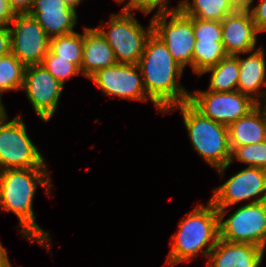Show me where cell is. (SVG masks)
Returning a JSON list of instances; mask_svg holds the SVG:
<instances>
[{"label":"cell","mask_w":266,"mask_h":267,"mask_svg":"<svg viewBox=\"0 0 266 267\" xmlns=\"http://www.w3.org/2000/svg\"><path fill=\"white\" fill-rule=\"evenodd\" d=\"M49 49L59 58L75 64L81 71L83 34L74 32L50 39Z\"/></svg>","instance_id":"obj_23"},{"label":"cell","mask_w":266,"mask_h":267,"mask_svg":"<svg viewBox=\"0 0 266 267\" xmlns=\"http://www.w3.org/2000/svg\"><path fill=\"white\" fill-rule=\"evenodd\" d=\"M47 167L45 159L29 138L21 115L9 121L0 116V171L17 168Z\"/></svg>","instance_id":"obj_6"},{"label":"cell","mask_w":266,"mask_h":267,"mask_svg":"<svg viewBox=\"0 0 266 267\" xmlns=\"http://www.w3.org/2000/svg\"><path fill=\"white\" fill-rule=\"evenodd\" d=\"M219 238L266 248V201L246 203L227 219L219 218Z\"/></svg>","instance_id":"obj_8"},{"label":"cell","mask_w":266,"mask_h":267,"mask_svg":"<svg viewBox=\"0 0 266 267\" xmlns=\"http://www.w3.org/2000/svg\"><path fill=\"white\" fill-rule=\"evenodd\" d=\"M250 53L247 58H241L240 54L238 55L240 69L238 91L248 95L259 104L261 99L266 102V91L260 90L266 86L265 52L264 48L260 47Z\"/></svg>","instance_id":"obj_17"},{"label":"cell","mask_w":266,"mask_h":267,"mask_svg":"<svg viewBox=\"0 0 266 267\" xmlns=\"http://www.w3.org/2000/svg\"><path fill=\"white\" fill-rule=\"evenodd\" d=\"M63 87L41 64L25 67L22 89L43 122L54 116Z\"/></svg>","instance_id":"obj_12"},{"label":"cell","mask_w":266,"mask_h":267,"mask_svg":"<svg viewBox=\"0 0 266 267\" xmlns=\"http://www.w3.org/2000/svg\"><path fill=\"white\" fill-rule=\"evenodd\" d=\"M132 14L128 10L111 14L108 25L103 26L104 22L101 21L99 28H96L113 49L118 63L138 64L146 41L153 32L152 21L146 30ZM105 27L109 30H104Z\"/></svg>","instance_id":"obj_5"},{"label":"cell","mask_w":266,"mask_h":267,"mask_svg":"<svg viewBox=\"0 0 266 267\" xmlns=\"http://www.w3.org/2000/svg\"><path fill=\"white\" fill-rule=\"evenodd\" d=\"M251 198L248 203L266 201V170L247 166L216 188L210 201L224 219L226 208Z\"/></svg>","instance_id":"obj_9"},{"label":"cell","mask_w":266,"mask_h":267,"mask_svg":"<svg viewBox=\"0 0 266 267\" xmlns=\"http://www.w3.org/2000/svg\"><path fill=\"white\" fill-rule=\"evenodd\" d=\"M4 104H2V101H0V116L5 112Z\"/></svg>","instance_id":"obj_38"},{"label":"cell","mask_w":266,"mask_h":267,"mask_svg":"<svg viewBox=\"0 0 266 267\" xmlns=\"http://www.w3.org/2000/svg\"><path fill=\"white\" fill-rule=\"evenodd\" d=\"M66 4H68L71 8L76 9V6L80 5L82 0H63Z\"/></svg>","instance_id":"obj_35"},{"label":"cell","mask_w":266,"mask_h":267,"mask_svg":"<svg viewBox=\"0 0 266 267\" xmlns=\"http://www.w3.org/2000/svg\"><path fill=\"white\" fill-rule=\"evenodd\" d=\"M174 109L182 113L192 147L223 177L231 164L228 127L204 116L189 101L171 107L167 112Z\"/></svg>","instance_id":"obj_4"},{"label":"cell","mask_w":266,"mask_h":267,"mask_svg":"<svg viewBox=\"0 0 266 267\" xmlns=\"http://www.w3.org/2000/svg\"><path fill=\"white\" fill-rule=\"evenodd\" d=\"M9 27L11 53L26 67L41 64L49 51L50 39L39 23L28 13L16 14Z\"/></svg>","instance_id":"obj_11"},{"label":"cell","mask_w":266,"mask_h":267,"mask_svg":"<svg viewBox=\"0 0 266 267\" xmlns=\"http://www.w3.org/2000/svg\"><path fill=\"white\" fill-rule=\"evenodd\" d=\"M114 51L96 28L84 27L81 74L87 79L99 69L116 65Z\"/></svg>","instance_id":"obj_18"},{"label":"cell","mask_w":266,"mask_h":267,"mask_svg":"<svg viewBox=\"0 0 266 267\" xmlns=\"http://www.w3.org/2000/svg\"><path fill=\"white\" fill-rule=\"evenodd\" d=\"M231 162L234 159L248 164V167H257L266 170V140L245 146H230Z\"/></svg>","instance_id":"obj_25"},{"label":"cell","mask_w":266,"mask_h":267,"mask_svg":"<svg viewBox=\"0 0 266 267\" xmlns=\"http://www.w3.org/2000/svg\"><path fill=\"white\" fill-rule=\"evenodd\" d=\"M51 193L52 179L47 167L17 168L0 171V209L13 212L21 226V233L27 240L38 243L48 251L51 237L35 221L32 208L37 186ZM46 246V247H45Z\"/></svg>","instance_id":"obj_1"},{"label":"cell","mask_w":266,"mask_h":267,"mask_svg":"<svg viewBox=\"0 0 266 267\" xmlns=\"http://www.w3.org/2000/svg\"><path fill=\"white\" fill-rule=\"evenodd\" d=\"M222 43L227 55L248 54L256 50L257 34L260 33L249 10L241 5L221 21Z\"/></svg>","instance_id":"obj_14"},{"label":"cell","mask_w":266,"mask_h":267,"mask_svg":"<svg viewBox=\"0 0 266 267\" xmlns=\"http://www.w3.org/2000/svg\"><path fill=\"white\" fill-rule=\"evenodd\" d=\"M211 72L208 91L232 92L238 90V55H227L217 65L207 68L201 75Z\"/></svg>","instance_id":"obj_21"},{"label":"cell","mask_w":266,"mask_h":267,"mask_svg":"<svg viewBox=\"0 0 266 267\" xmlns=\"http://www.w3.org/2000/svg\"><path fill=\"white\" fill-rule=\"evenodd\" d=\"M243 6L249 10L256 29L260 33L266 31V0L260 1L255 7L253 5Z\"/></svg>","instance_id":"obj_29"},{"label":"cell","mask_w":266,"mask_h":267,"mask_svg":"<svg viewBox=\"0 0 266 267\" xmlns=\"http://www.w3.org/2000/svg\"><path fill=\"white\" fill-rule=\"evenodd\" d=\"M28 14L34 17L49 39L75 32L76 9L63 0H34Z\"/></svg>","instance_id":"obj_15"},{"label":"cell","mask_w":266,"mask_h":267,"mask_svg":"<svg viewBox=\"0 0 266 267\" xmlns=\"http://www.w3.org/2000/svg\"><path fill=\"white\" fill-rule=\"evenodd\" d=\"M264 250L254 244L229 242L219 238L208 255L206 267H260Z\"/></svg>","instance_id":"obj_16"},{"label":"cell","mask_w":266,"mask_h":267,"mask_svg":"<svg viewBox=\"0 0 266 267\" xmlns=\"http://www.w3.org/2000/svg\"><path fill=\"white\" fill-rule=\"evenodd\" d=\"M263 104V116H264V122H265V127H266V102H262Z\"/></svg>","instance_id":"obj_36"},{"label":"cell","mask_w":266,"mask_h":267,"mask_svg":"<svg viewBox=\"0 0 266 267\" xmlns=\"http://www.w3.org/2000/svg\"><path fill=\"white\" fill-rule=\"evenodd\" d=\"M151 21L153 33L166 44L173 59L184 69L188 64L192 68V55L196 42L193 18L178 9L153 15Z\"/></svg>","instance_id":"obj_7"},{"label":"cell","mask_w":266,"mask_h":267,"mask_svg":"<svg viewBox=\"0 0 266 267\" xmlns=\"http://www.w3.org/2000/svg\"><path fill=\"white\" fill-rule=\"evenodd\" d=\"M147 97L158 112L189 101L190 93L178 81L184 68L171 56L166 44L153 32L138 62Z\"/></svg>","instance_id":"obj_2"},{"label":"cell","mask_w":266,"mask_h":267,"mask_svg":"<svg viewBox=\"0 0 266 267\" xmlns=\"http://www.w3.org/2000/svg\"><path fill=\"white\" fill-rule=\"evenodd\" d=\"M198 204L187 218L178 224L177 234L172 235V247L167 256L166 265L192 261L201 254L208 257L219 239V215L216 207L209 200ZM205 248V249H204ZM204 249V250H203Z\"/></svg>","instance_id":"obj_3"},{"label":"cell","mask_w":266,"mask_h":267,"mask_svg":"<svg viewBox=\"0 0 266 267\" xmlns=\"http://www.w3.org/2000/svg\"><path fill=\"white\" fill-rule=\"evenodd\" d=\"M155 8L158 9L155 13V15H157L176 11L180 6L169 9L168 0H135V9L144 12L145 15L150 14Z\"/></svg>","instance_id":"obj_28"},{"label":"cell","mask_w":266,"mask_h":267,"mask_svg":"<svg viewBox=\"0 0 266 267\" xmlns=\"http://www.w3.org/2000/svg\"><path fill=\"white\" fill-rule=\"evenodd\" d=\"M119 4L123 3L126 0H116ZM135 10V0H129L127 1V4L125 3V6L122 8V10H128L131 11Z\"/></svg>","instance_id":"obj_34"},{"label":"cell","mask_w":266,"mask_h":267,"mask_svg":"<svg viewBox=\"0 0 266 267\" xmlns=\"http://www.w3.org/2000/svg\"><path fill=\"white\" fill-rule=\"evenodd\" d=\"M230 146H245L266 140L263 106L259 103L245 116L228 126Z\"/></svg>","instance_id":"obj_19"},{"label":"cell","mask_w":266,"mask_h":267,"mask_svg":"<svg viewBox=\"0 0 266 267\" xmlns=\"http://www.w3.org/2000/svg\"><path fill=\"white\" fill-rule=\"evenodd\" d=\"M226 56L222 41L196 40L192 55V72L200 77L207 68L217 65Z\"/></svg>","instance_id":"obj_22"},{"label":"cell","mask_w":266,"mask_h":267,"mask_svg":"<svg viewBox=\"0 0 266 267\" xmlns=\"http://www.w3.org/2000/svg\"><path fill=\"white\" fill-rule=\"evenodd\" d=\"M189 102L204 116L227 127L258 105L238 90L215 92L198 89L195 93L190 92Z\"/></svg>","instance_id":"obj_10"},{"label":"cell","mask_w":266,"mask_h":267,"mask_svg":"<svg viewBox=\"0 0 266 267\" xmlns=\"http://www.w3.org/2000/svg\"><path fill=\"white\" fill-rule=\"evenodd\" d=\"M139 71V74L138 72ZM107 96L147 102L141 70L138 64L117 63L114 66L99 69L89 78Z\"/></svg>","instance_id":"obj_13"},{"label":"cell","mask_w":266,"mask_h":267,"mask_svg":"<svg viewBox=\"0 0 266 267\" xmlns=\"http://www.w3.org/2000/svg\"><path fill=\"white\" fill-rule=\"evenodd\" d=\"M25 66L12 54L0 57V101L6 91L21 90Z\"/></svg>","instance_id":"obj_24"},{"label":"cell","mask_w":266,"mask_h":267,"mask_svg":"<svg viewBox=\"0 0 266 267\" xmlns=\"http://www.w3.org/2000/svg\"><path fill=\"white\" fill-rule=\"evenodd\" d=\"M254 0H242V5H252ZM263 1V0H260Z\"/></svg>","instance_id":"obj_37"},{"label":"cell","mask_w":266,"mask_h":267,"mask_svg":"<svg viewBox=\"0 0 266 267\" xmlns=\"http://www.w3.org/2000/svg\"><path fill=\"white\" fill-rule=\"evenodd\" d=\"M16 14L29 13L34 0H8Z\"/></svg>","instance_id":"obj_32"},{"label":"cell","mask_w":266,"mask_h":267,"mask_svg":"<svg viewBox=\"0 0 266 267\" xmlns=\"http://www.w3.org/2000/svg\"><path fill=\"white\" fill-rule=\"evenodd\" d=\"M188 0L179 1L180 10L191 18L200 20L222 21L227 15L236 11L242 0Z\"/></svg>","instance_id":"obj_20"},{"label":"cell","mask_w":266,"mask_h":267,"mask_svg":"<svg viewBox=\"0 0 266 267\" xmlns=\"http://www.w3.org/2000/svg\"><path fill=\"white\" fill-rule=\"evenodd\" d=\"M193 30L196 40L222 41V27L220 21L193 18Z\"/></svg>","instance_id":"obj_27"},{"label":"cell","mask_w":266,"mask_h":267,"mask_svg":"<svg viewBox=\"0 0 266 267\" xmlns=\"http://www.w3.org/2000/svg\"><path fill=\"white\" fill-rule=\"evenodd\" d=\"M7 249L1 244L0 241V267H8L11 264Z\"/></svg>","instance_id":"obj_33"},{"label":"cell","mask_w":266,"mask_h":267,"mask_svg":"<svg viewBox=\"0 0 266 267\" xmlns=\"http://www.w3.org/2000/svg\"><path fill=\"white\" fill-rule=\"evenodd\" d=\"M16 13L12 9L8 0H0V26L10 25Z\"/></svg>","instance_id":"obj_30"},{"label":"cell","mask_w":266,"mask_h":267,"mask_svg":"<svg viewBox=\"0 0 266 267\" xmlns=\"http://www.w3.org/2000/svg\"><path fill=\"white\" fill-rule=\"evenodd\" d=\"M41 65L63 86L66 83V79L81 74L80 69L75 64L59 58L50 49L43 58Z\"/></svg>","instance_id":"obj_26"},{"label":"cell","mask_w":266,"mask_h":267,"mask_svg":"<svg viewBox=\"0 0 266 267\" xmlns=\"http://www.w3.org/2000/svg\"><path fill=\"white\" fill-rule=\"evenodd\" d=\"M11 53V34L9 26H0V57Z\"/></svg>","instance_id":"obj_31"}]
</instances>
